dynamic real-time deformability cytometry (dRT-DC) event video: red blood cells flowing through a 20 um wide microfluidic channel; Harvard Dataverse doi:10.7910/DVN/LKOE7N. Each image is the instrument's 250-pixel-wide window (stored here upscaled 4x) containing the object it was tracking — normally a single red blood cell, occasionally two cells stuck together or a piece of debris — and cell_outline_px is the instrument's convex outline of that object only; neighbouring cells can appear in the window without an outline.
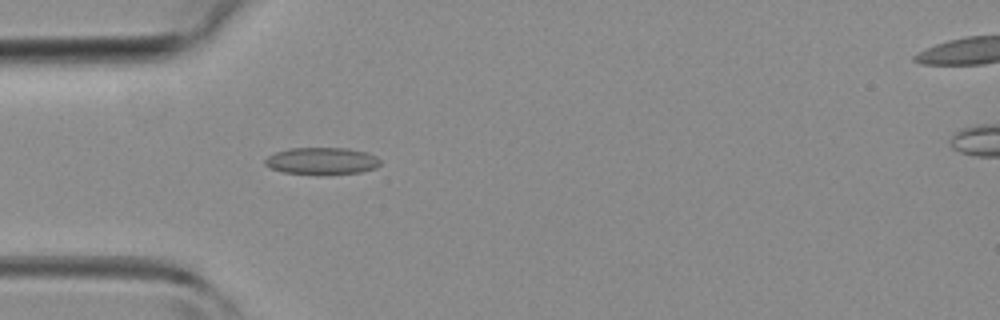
{"species": "common noctule bat (a hibernating species)", "species_latin": "Nyctalus noctula", "temperature_condition": "room temperature", "stored_images_in_passage": 42, "camera_frame_rate_fps": 3000, "um_per_image_px": 0.085, "animal": {"sex": "female", "body_mass_g": 19.3, "forearm_length_mm": 54.1}, "frame": {"image": 1, "passage_image": 12, "time_ms": 3.667, "image_size_px": [1000, 320], "cell_outline_px": [[380, 164], [376, 168], [360, 172], [284, 172], [272, 168], [264, 164], [264, 160], [268, 156], [276, 152], [288, 148], [348, 148], [364, 152], [376, 156], [380, 160]], "centroid_in_image_um": [27.35, 13.63], "position_along_channel_um": 57.6, "area_um2": 17.34}}
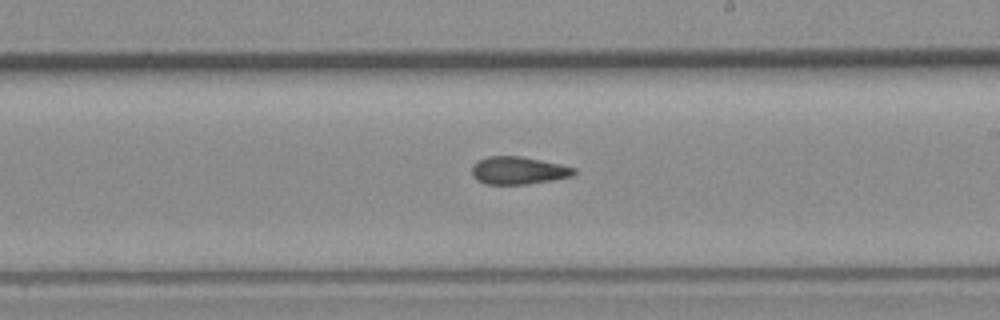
{"frame": {"image": 2, "passage_image": 24, "time_ms": 7.667, "image_size_px": [1000, 320], "cell_outline_px": [[576, 172], [572, 176], [552, 180], [528, 184], [484, 184], [476, 180], [472, 176], [472, 164], [476, 160], [488, 156], [520, 156], [560, 164], [576, 168]], "centroid_in_image_um": [44.01, 14.49], "position_along_channel_um": 245.0, "area_um2": 16.59}}
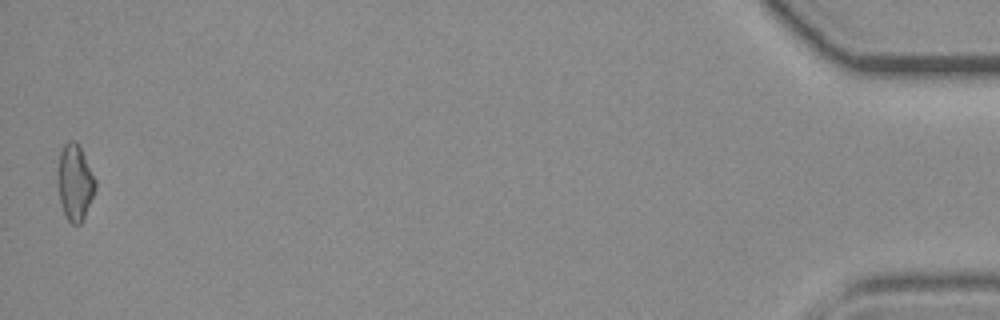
{"frame": {"image": 3, "passage_image": 42, "time_ms": 13.667, "image_size_px": [1000, 320], "cell_outline_px": [[96, 188], [84, 216], [80, 224], [72, 224], [68, 220], [64, 212], [60, 200], [56, 172], [60, 152], [64, 144], [68, 140], [76, 140], [96, 180]], "centroid_in_image_um": [6.34, 15.47], "position_along_channel_um": 428.9, "area_um2": 16.53}}